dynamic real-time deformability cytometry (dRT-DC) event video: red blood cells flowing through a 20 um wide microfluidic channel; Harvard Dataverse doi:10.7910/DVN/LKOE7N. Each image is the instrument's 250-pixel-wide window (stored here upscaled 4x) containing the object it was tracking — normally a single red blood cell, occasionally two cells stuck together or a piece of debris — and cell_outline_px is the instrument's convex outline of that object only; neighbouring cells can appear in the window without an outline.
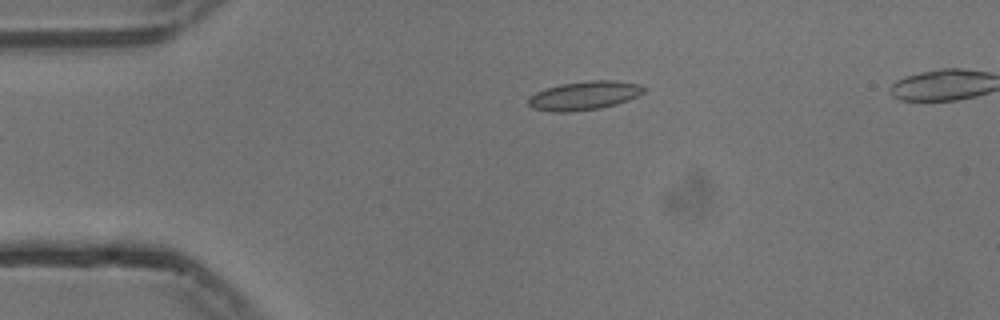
{"species": "common noctule bat (a hibernating species)", "species_latin": "Nyctalus noctula", "temperature_condition": "cold", "stored_images_in_passage": 37, "camera_frame_rate_fps": 3000, "um_per_image_px": 0.085, "animal": {"sex": "male", "body_mass_g": 13.3}, "frame": {"image": 1, "passage_image": 1, "time_ms": 0.0, "image_size_px": [1000, 320], "cell_outline_px": [[648, 88], [644, 92], [628, 100], [616, 104], [600, 108], [572, 112], [552, 112], [532, 108], [528, 104], [528, 96], [544, 88], [560, 84], [588, 80], [612, 80], [640, 84]], "centroid_in_image_um": [49.64, 8.12], "position_along_channel_um": 35.4, "area_um2": 19.59}}
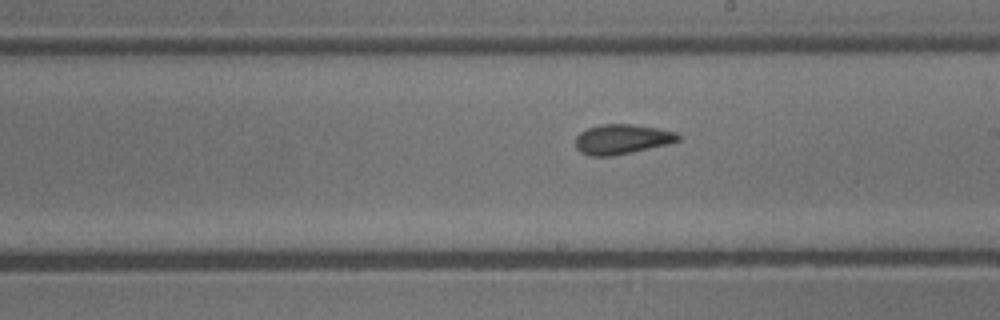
{"frame": {"image": 2, "passage_image": 20, "time_ms": 6.333, "image_size_px": [1000, 320], "cell_outline_px": [[680, 140], [668, 144], [632, 152], [612, 156], [588, 156], [580, 152], [576, 148], [576, 136], [580, 132], [588, 128], [600, 124], [632, 124], [656, 128], [676, 132], [680, 136]], "centroid_in_image_um": [52.84, 11.83], "position_along_channel_um": 236.2, "area_um2": 17.86}}
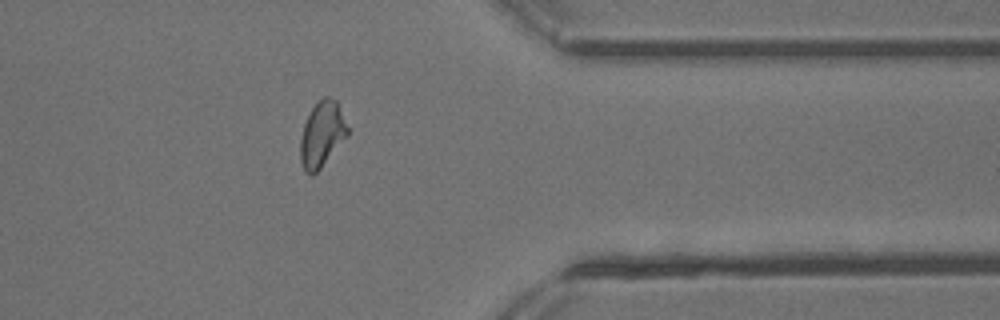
{"frame": {"image": 3, "passage_image": 33, "time_ms": 10.667, "image_size_px": [1000, 320], "cell_outline_px": [[348, 136], [320, 168], [312, 176], [308, 176], [304, 172], [300, 160], [300, 140], [304, 124], [312, 108], [324, 96], [328, 96], [336, 100], [348, 128]], "centroid_in_image_um": [27.35, 11.45], "position_along_channel_um": 384.0, "area_um2": 17.92}, "authors_computed_cell_mechanics": {"area_um2": 17.918, "velocity_mm_per_s": 3.7466, "shape_relaxation_time_tau1_ms": null, "shape_relaxation_time_tau2_ms": 2.2537, "deformation_change_tau1": null, "deformation_change_tau2": 0.0939}}